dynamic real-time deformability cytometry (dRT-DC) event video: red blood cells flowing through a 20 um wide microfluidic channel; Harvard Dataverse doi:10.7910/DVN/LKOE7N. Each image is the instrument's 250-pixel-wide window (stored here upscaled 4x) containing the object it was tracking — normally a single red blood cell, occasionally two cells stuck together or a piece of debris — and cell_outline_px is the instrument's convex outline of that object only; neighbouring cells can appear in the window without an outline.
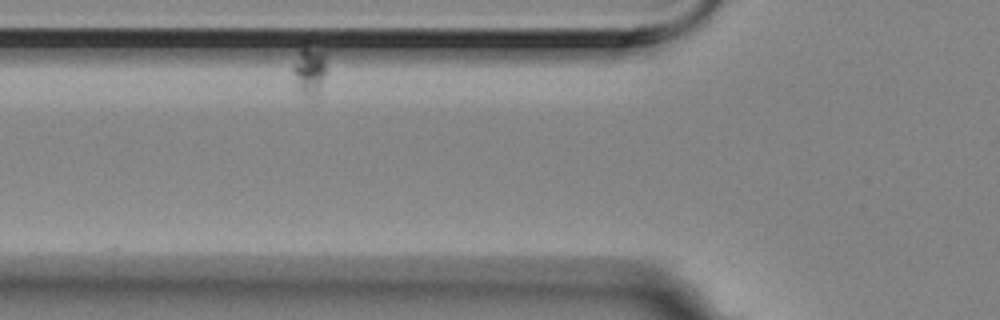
{"species": "Egyptian fruit bat (a non-hibernating species)", "species_latin": "Rousettus aegyptiacus", "temperature_condition": "room temperature", "stored_images_in_passage": 4, "camera_frame_rate_fps": 3000, "um_per_image_px": 0.085, "animal": {"sex": "female"}, "frame": {"image": 1, "passage_image": 2, "time_ms": 0.333, "image_size_px": [1000, 320], "cell_outline_px": [[328, 68], [320, 92], [312, 100], [304, 96], [300, 92], [292, 72], [292, 64], [300, 40], [308, 40], [324, 52]], "centroid_in_image_um": [26.3, 5.85], "position_along_channel_um": 99.5, "area_um2": 10.92}}
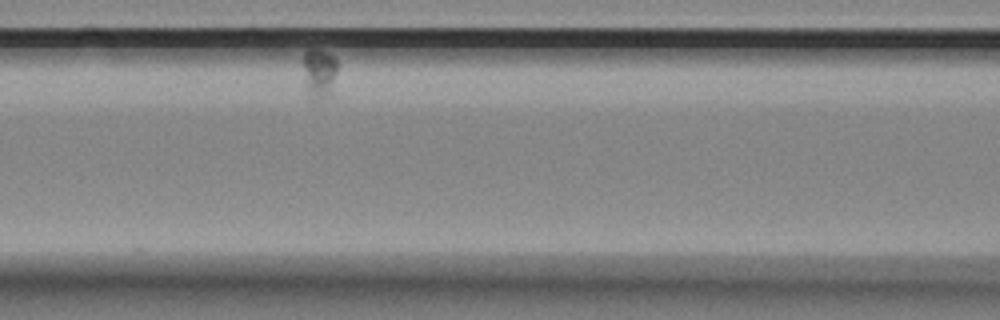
{"frame": {"image": 2, "passage_image": 4, "time_ms": 1.0, "image_size_px": [1000, 320], "cell_outline_px": [[340, 64], [332, 96], [308, 96], [304, 84], [304, 52], [308, 48], [320, 48], [332, 56]], "centroid_in_image_um": [27.18, 6.16], "position_along_channel_um": 139.4, "area_um2": 10.29}}